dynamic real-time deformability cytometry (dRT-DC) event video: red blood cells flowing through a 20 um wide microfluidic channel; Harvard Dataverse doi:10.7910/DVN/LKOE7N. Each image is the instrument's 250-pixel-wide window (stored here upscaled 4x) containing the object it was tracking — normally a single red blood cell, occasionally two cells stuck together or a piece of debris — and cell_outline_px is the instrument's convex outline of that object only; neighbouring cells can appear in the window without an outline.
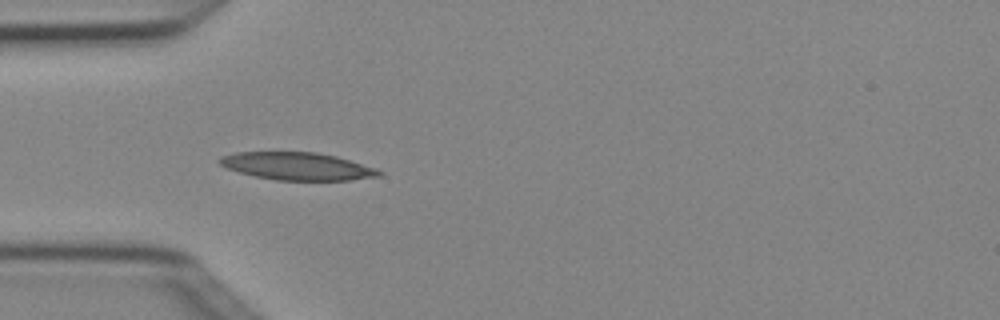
{"species": "Egyptian fruit bat (a non-hibernating species)", "species_latin": "Rousettus aegyptiacus", "temperature_condition": "cold", "stored_images_in_passage": 6, "camera_frame_rate_fps": 3000, "um_per_image_px": 0.085, "animal": {"sex": "female"}, "frame": {"image": 1, "passage_image": 4, "time_ms": 1.0, "image_size_px": [1000, 320], "cell_outline_px": [[384, 172], [380, 176], [348, 180], [276, 180], [256, 176], [240, 172], [228, 168], [220, 164], [216, 160], [220, 156], [236, 152], [316, 152], [336, 156], [376, 168]], "centroid_in_image_um": [25.26, 14.12], "position_along_channel_um": 59.7, "area_um2": 25.55}}
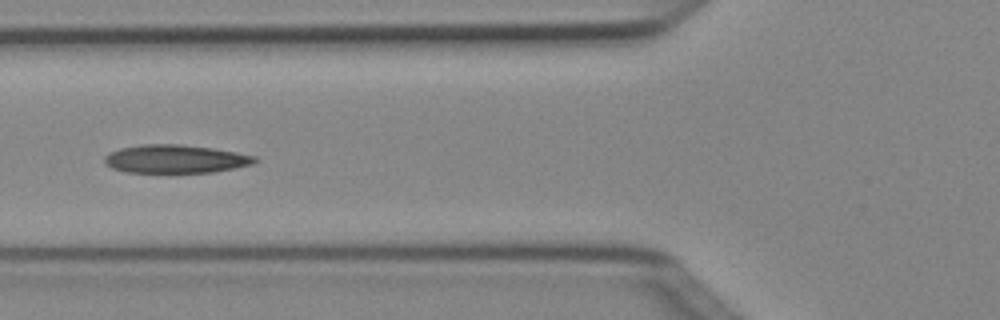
{"frame": {"image": 2, "passage_image": 5, "time_ms": 1.333, "image_size_px": [1000, 320], "cell_outline_px": [[260, 160], [256, 164], [212, 172], [128, 172], [112, 168], [104, 160], [104, 156], [108, 152], [120, 148], [144, 144], [180, 144], [212, 148], [236, 152], [256, 156]], "centroid_in_image_um": [14.96, 13.5], "position_along_channel_um": 110.8, "area_um2": 24.8}}
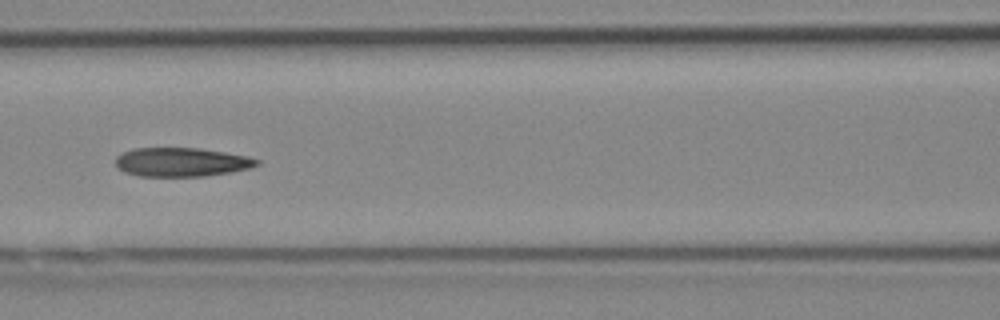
{"frame": {"image": 3, "passage_image": 6, "time_ms": 1.667, "image_size_px": [1000, 320], "cell_outline_px": [[260, 164], [248, 168], [232, 172], [204, 176], [140, 176], [124, 172], [116, 164], [116, 156], [132, 148], [200, 148], [248, 156], [260, 160]], "centroid_in_image_um": [15.44, 13.77], "position_along_channel_um": 151.2, "area_um2": 23.76}}